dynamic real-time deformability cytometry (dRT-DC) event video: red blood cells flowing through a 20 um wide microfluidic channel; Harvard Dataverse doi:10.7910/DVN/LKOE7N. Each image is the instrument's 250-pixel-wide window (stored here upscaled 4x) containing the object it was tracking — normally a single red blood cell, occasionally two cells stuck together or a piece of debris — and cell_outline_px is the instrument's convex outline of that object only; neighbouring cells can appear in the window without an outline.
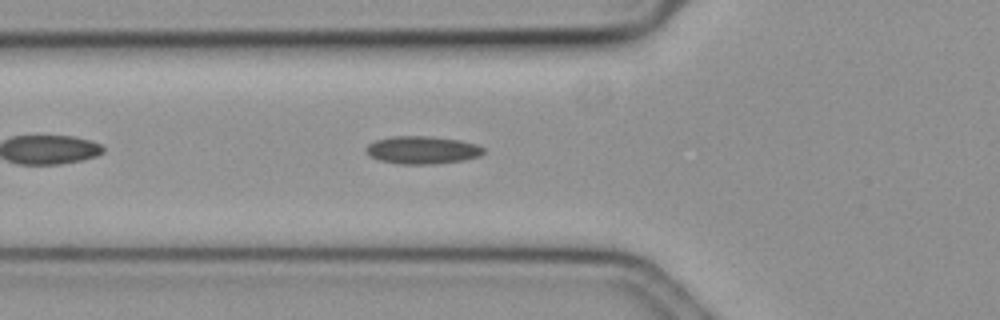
{"species": "common noctule bat (a hibernating species)", "species_latin": "Nyctalus noctula", "temperature_condition": "cold", "stored_images_in_passage": 40, "camera_frame_rate_fps": 3000, "um_per_image_px": 0.085, "animal": {"sex": "female", "body_mass_g": 19.3, "forearm_length_mm": 54.1}, "frame": {"image": 1, "passage_image": 7, "time_ms": 2.0, "image_size_px": [1000, 320], "cell_outline_px": [[484, 152], [480, 156], [464, 160], [436, 164], [400, 164], [380, 160], [368, 156], [364, 152], [364, 148], [368, 144], [376, 140], [392, 136], [428, 136], [460, 140], [476, 144], [484, 148]], "centroid_in_image_um": [35.86, 12.75], "position_along_channel_um": 89.9, "area_um2": 19.19}}
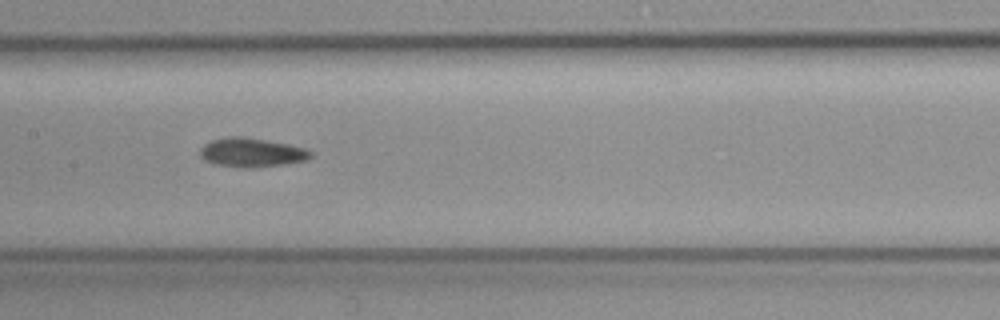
{"frame": {"image": 2, "passage_image": 15, "time_ms": 4.667, "image_size_px": [1000, 320], "cell_outline_px": [[312, 156], [304, 160], [284, 164], [252, 168], [244, 168], [216, 164], [204, 160], [200, 156], [200, 148], [204, 144], [212, 140], [228, 136], [240, 136], [288, 144], [304, 148], [312, 152]], "centroid_in_image_um": [21.35, 12.96], "position_along_channel_um": 186.1, "area_um2": 18.55}}
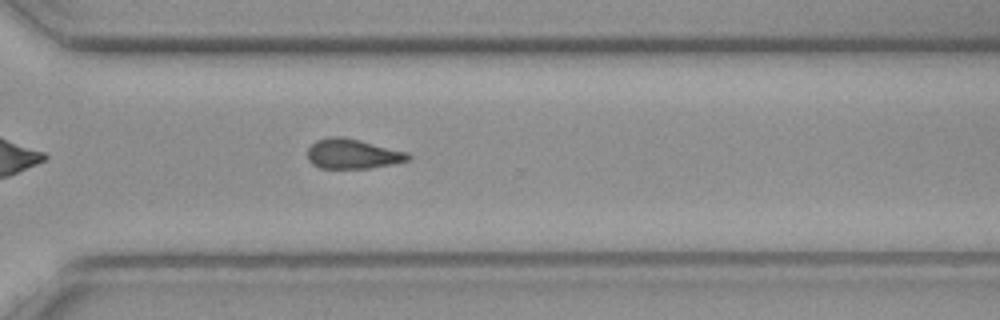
{"frame": {"image": 3, "passage_image": 28, "time_ms": 9.0, "image_size_px": [1000, 320], "cell_outline_px": [[412, 160], [392, 164], [368, 168], [320, 168], [312, 164], [308, 160], [308, 148], [316, 140], [328, 136], [344, 136], [408, 152], [412, 156]], "centroid_in_image_um": [29.99, 13.07], "position_along_channel_um": 340.6, "area_um2": 17.69}, "authors_computed_cell_mechanics": {"area_um2": 17.8313, "velocity_mm_per_s": 3.5809, "shape_relaxation_time_tau1_ms": 9.5067, "shape_relaxation_time_tau2_ms": null, "deformation_change_tau1": 0.1187, "deformation_change_tau2": null}}